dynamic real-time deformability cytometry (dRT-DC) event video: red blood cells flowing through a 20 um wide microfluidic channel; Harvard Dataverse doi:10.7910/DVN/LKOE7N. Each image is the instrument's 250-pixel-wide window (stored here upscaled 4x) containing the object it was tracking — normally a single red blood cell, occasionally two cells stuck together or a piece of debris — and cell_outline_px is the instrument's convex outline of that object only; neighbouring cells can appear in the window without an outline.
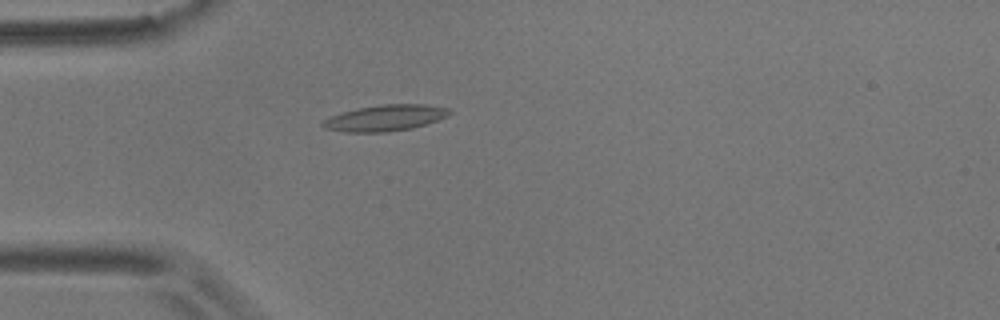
{"species": "common noctule bat (a hibernating species)", "species_latin": "Nyctalus noctula", "temperature_condition": "room temperature", "stored_images_in_passage": 4, "camera_frame_rate_fps": 3000, "um_per_image_px": 0.085, "animal": {"sex": "male", "body_mass_g": 17.9}, "frame": {"image": 1, "passage_image": 3, "time_ms": 2.333, "image_size_px": [1000, 320], "cell_outline_px": [[452, 112], [448, 116], [412, 128], [384, 132], [344, 132], [324, 128], [320, 124], [324, 120], [340, 112], [356, 108], [380, 104], [424, 104], [448, 108]], "centroid_in_image_um": [32.71, 10.01], "position_along_channel_um": 52.3, "area_um2": 19.25}}